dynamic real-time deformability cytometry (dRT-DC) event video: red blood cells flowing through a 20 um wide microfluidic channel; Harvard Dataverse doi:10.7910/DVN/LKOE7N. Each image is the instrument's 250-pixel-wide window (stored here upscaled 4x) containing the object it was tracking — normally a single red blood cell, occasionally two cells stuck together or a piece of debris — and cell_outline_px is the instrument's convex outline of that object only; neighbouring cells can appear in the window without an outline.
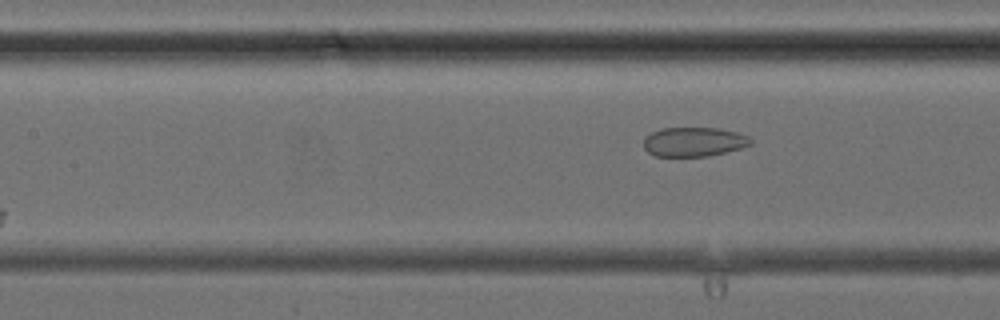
{"species": "common noctule bat (a hibernating species)", "species_latin": "Nyctalus noctula", "temperature_condition": "cold", "stored_images_in_passage": 5, "camera_frame_rate_fps": 3000, "um_per_image_px": 0.085, "animal": {"sex": "female", "body_mass_g": 24.6, "forearm_length_mm": 56.2}, "frame": {"image": 1, "passage_image": 5, "time_ms": 4.667, "image_size_px": [1000, 320], "cell_outline_px": [[752, 144], [740, 148], [708, 156], [656, 156], [648, 152], [644, 148], [644, 136], [652, 132], [664, 128], [720, 128], [736, 132], [748, 136], [752, 140]], "centroid_in_image_um": [58.97, 12.05], "position_along_channel_um": 148.4, "area_um2": 18.21}}